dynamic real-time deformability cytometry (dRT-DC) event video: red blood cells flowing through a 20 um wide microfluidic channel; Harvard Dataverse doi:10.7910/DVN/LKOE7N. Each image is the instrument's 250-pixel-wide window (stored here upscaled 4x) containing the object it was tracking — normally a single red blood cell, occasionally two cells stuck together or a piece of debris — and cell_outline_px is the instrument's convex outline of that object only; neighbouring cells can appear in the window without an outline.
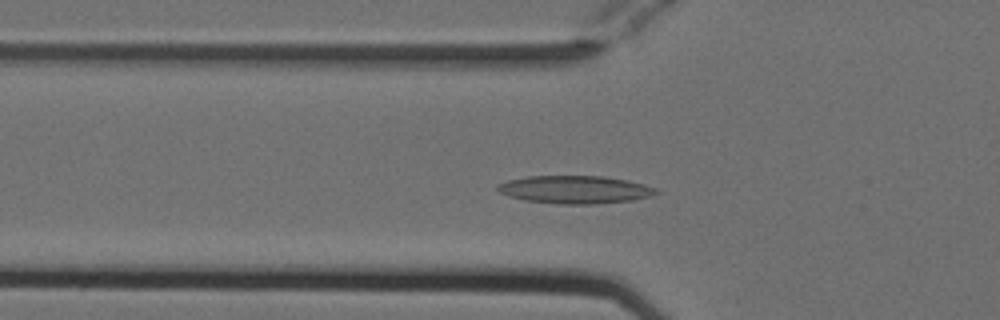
{"species": "Egyptian fruit bat (a non-hibernating species)", "species_latin": "Rousettus aegyptiacus", "temperature_condition": "cold", "stored_images_in_passage": 43, "camera_frame_rate_fps": 3000, "um_per_image_px": 0.085, "animal": {"sex": "female"}, "frame": {"image": 1, "passage_image": 15, "time_ms": 4.667, "image_size_px": [1000, 320], "cell_outline_px": [[660, 192], [652, 196], [632, 200], [592, 204], [560, 204], [524, 200], [508, 196], [500, 192], [496, 188], [496, 184], [508, 180], [528, 176], [604, 176], [628, 180], [644, 184], [656, 188]], "centroid_in_image_um": [48.88, 16.11], "position_along_channel_um": 76.9, "area_um2": 25.84}}
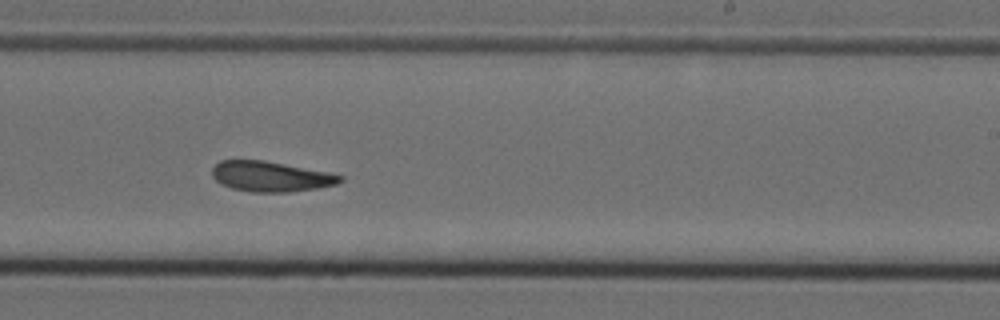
{"frame": {"image": 2, "passage_image": 30, "time_ms": 9.667, "image_size_px": [1000, 320], "cell_outline_px": [[344, 180], [336, 184], [320, 188], [288, 192], [252, 192], [232, 188], [220, 184], [212, 176], [212, 168], [220, 160], [264, 160], [344, 176]], "centroid_in_image_um": [22.98, 15.01], "position_along_channel_um": 266.0, "area_um2": 22.43}}
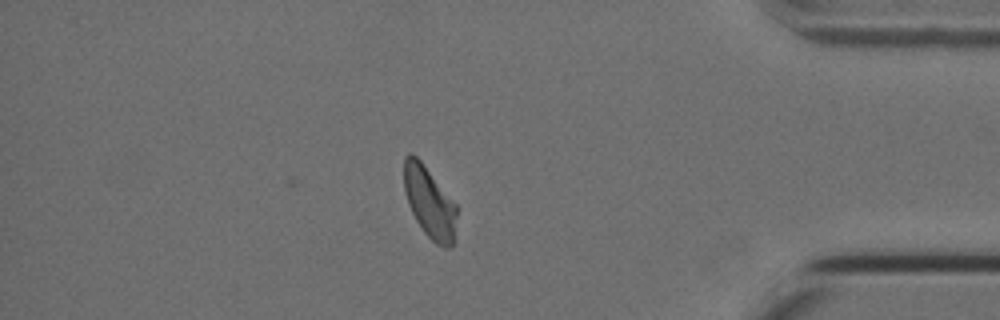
{"frame": {"image": 3, "passage_image": 43, "time_ms": 14.0, "image_size_px": [1000, 320], "cell_outline_px": [[456, 240], [452, 248], [444, 248], [436, 244], [424, 232], [416, 220], [408, 204], [404, 192], [404, 156], [408, 152], [412, 152], [420, 160], [456, 204]], "centroid_in_image_um": [36.51, 17.23], "position_along_channel_um": 398.7, "area_um2": 22.08}, "authors_computed_cell_mechanics": {"area_um2": 23.2934, "velocity_mm_per_s": 3.7773, "shape_relaxation_time_tau1_ms": 9.5426, "shape_relaxation_time_tau2_ms": 4.0256, "deformation_change_tau1": 0.2139, "deformation_change_tau2": 0.1206}}